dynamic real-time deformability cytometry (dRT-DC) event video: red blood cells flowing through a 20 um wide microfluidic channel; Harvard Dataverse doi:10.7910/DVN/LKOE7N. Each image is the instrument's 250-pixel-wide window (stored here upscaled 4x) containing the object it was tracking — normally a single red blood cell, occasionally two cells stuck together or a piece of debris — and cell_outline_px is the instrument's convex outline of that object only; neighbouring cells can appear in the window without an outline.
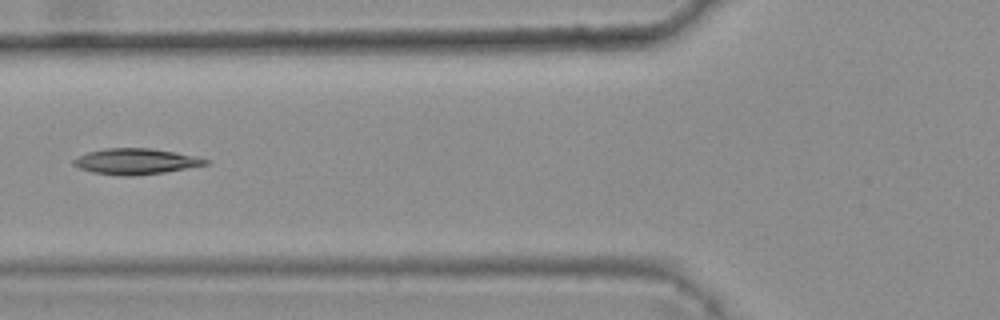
{"species": "common noctule bat (a hibernating species)", "species_latin": "Nyctalus noctula", "temperature_condition": "warm", "stored_images_in_passage": 7, "camera_frame_rate_fps": 3000, "um_per_image_px": 0.085, "animal": {"sex": "female", "body_mass_g": 25.1}, "frame": {"image": 1, "passage_image": 6, "time_ms": 1.667, "image_size_px": [1000, 320], "cell_outline_px": [[212, 160], [208, 164], [164, 172], [132, 176], [124, 176], [92, 172], [80, 168], [72, 164], [72, 160], [88, 152], [104, 148], [152, 148], [176, 152], [196, 156]], "centroid_in_image_um": [11.56, 13.71], "position_along_channel_um": 114.2, "area_um2": 19.83}}
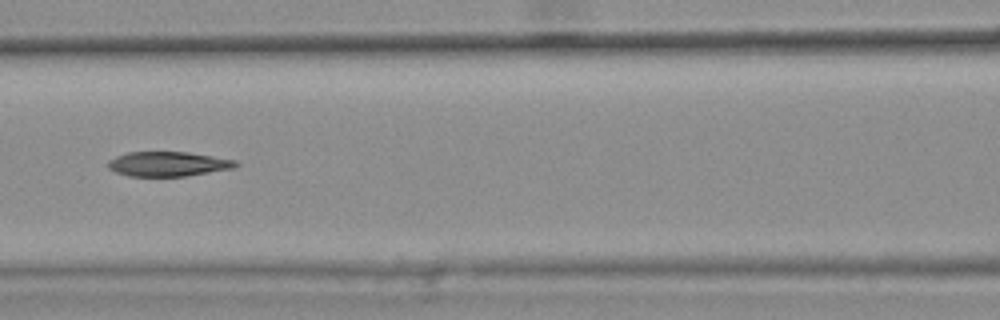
{"frame": {"image": 2, "passage_image": 7, "time_ms": 2.0, "image_size_px": [1000, 320], "cell_outline_px": [[240, 164], [236, 168], [188, 176], [128, 176], [116, 172], [108, 168], [108, 160], [116, 156], [128, 152], [188, 152], [236, 160]], "centroid_in_image_um": [14.32, 13.94], "position_along_channel_um": 152.3, "area_um2": 18.5}}